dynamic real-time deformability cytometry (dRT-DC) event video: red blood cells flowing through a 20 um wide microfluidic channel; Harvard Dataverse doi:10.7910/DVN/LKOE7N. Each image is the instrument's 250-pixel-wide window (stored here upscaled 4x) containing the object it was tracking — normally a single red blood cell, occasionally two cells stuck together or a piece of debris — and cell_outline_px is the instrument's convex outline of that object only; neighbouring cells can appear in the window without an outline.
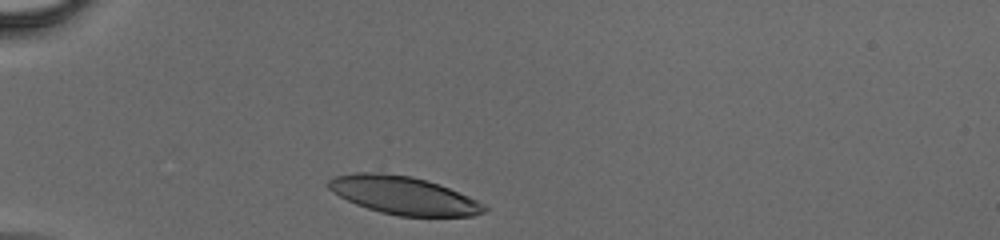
{"species": "human", "species_latin": "Homo sapiens", "temperature_condition": "cold", "stored_images_in_passage": 27, "camera_frame_rate_fps": 3000, "um_per_image_px": 0.085, "donor": {"sex": "male"}, "frame": {"image": 1, "passage_image": 1, "time_ms": 0.0, "image_size_px": [1000, 240], "cell_outline_px": [[488, 208], [484, 212], [472, 216], [400, 216], [380, 212], [356, 204], [340, 196], [328, 188], [328, 180], [336, 176], [356, 172], [376, 172], [412, 176], [448, 188], [468, 196], [484, 204]], "centroid_in_image_um": [34.29, 16.61], "position_along_channel_um": 50.7, "area_um2": 34.04}}
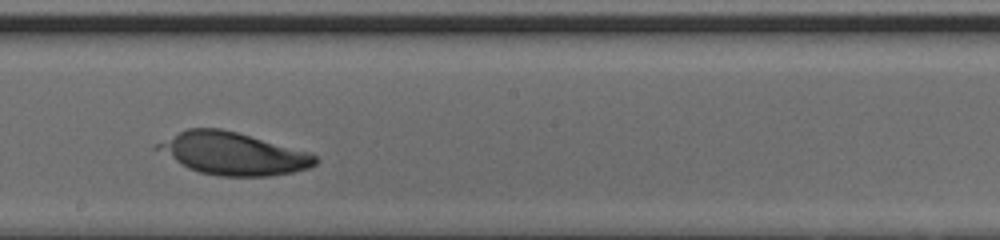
{"frame": {"image": 2, "passage_image": 15, "time_ms": 4.667, "image_size_px": [1000, 240], "cell_outline_px": [[320, 160], [316, 164], [308, 168], [292, 172], [268, 176], [220, 176], [200, 172], [188, 168], [152, 148], [156, 144], [188, 128], [220, 128], [236, 132], [312, 152]], "centroid_in_image_um": [19.83, 13.05], "position_along_channel_um": 228.4, "area_um2": 38.84}}
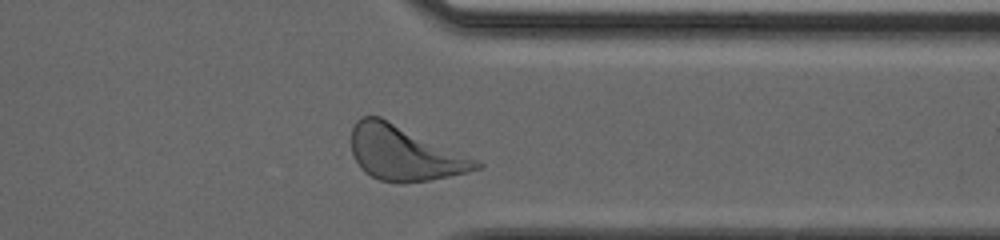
{"frame": {"image": 3, "passage_image": 25, "time_ms": 8.0, "image_size_px": [1000, 240], "cell_outline_px": [[484, 164], [480, 168], [468, 172], [428, 180], [400, 184], [380, 180], [364, 172], [360, 168], [352, 152], [352, 128], [356, 120], [360, 116], [380, 116], [480, 160]], "centroid_in_image_um": [34.38, 13.02], "position_along_channel_um": 377.0, "area_um2": 39.88}}